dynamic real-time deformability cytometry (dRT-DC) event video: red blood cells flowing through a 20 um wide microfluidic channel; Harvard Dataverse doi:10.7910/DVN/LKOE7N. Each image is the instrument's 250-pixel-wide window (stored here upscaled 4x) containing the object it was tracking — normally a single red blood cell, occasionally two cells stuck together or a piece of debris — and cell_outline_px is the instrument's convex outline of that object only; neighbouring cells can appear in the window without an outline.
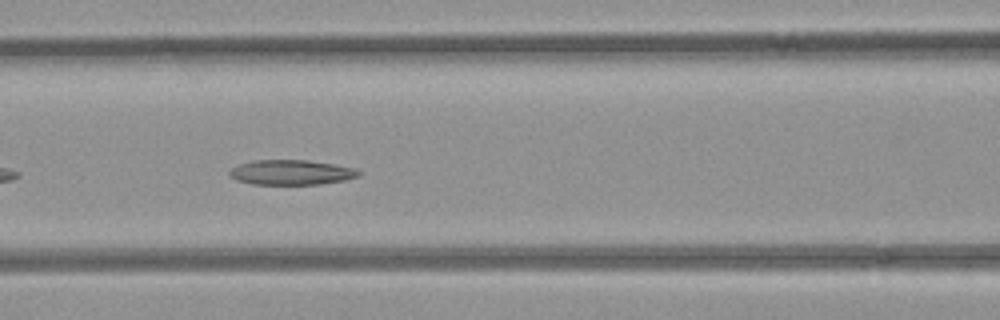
{"species": "common noctule bat (a hibernating species)", "species_latin": "Nyctalus noctula", "temperature_condition": "room temperature", "stored_images_in_passage": 38, "camera_frame_rate_fps": 3000, "um_per_image_px": 0.085, "animal": {"sex": "female", "body_mass_g": 21.9}, "frame": {"image": 1, "passage_image": 8, "time_ms": 2.333, "image_size_px": [1000, 320], "cell_outline_px": [[360, 176], [344, 180], [320, 184], [252, 184], [236, 180], [228, 172], [232, 168], [240, 164], [252, 160], [308, 160], [356, 168], [360, 172]], "centroid_in_image_um": [24.77, 14.65], "position_along_channel_um": 141.8, "area_um2": 18.67}}
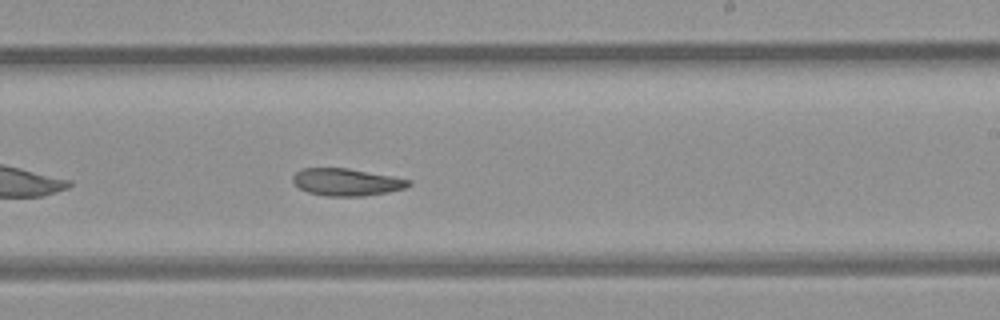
{"frame": {"image": 2, "passage_image": 17, "time_ms": 5.333, "image_size_px": [1000, 320], "cell_outline_px": [[412, 184], [404, 188], [388, 192], [364, 196], [328, 196], [308, 192], [292, 184], [292, 176], [300, 168], [348, 168], [392, 176], [412, 180]], "centroid_in_image_um": [29.44, 15.47], "position_along_channel_um": 259.6, "area_um2": 18.5}}
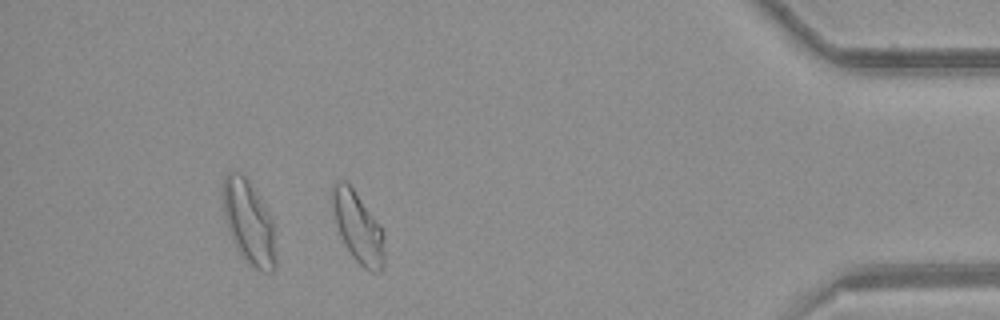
{"frame": {"image": 3, "passage_image": 32, "time_ms": 10.333, "image_size_px": [1000, 320], "cell_outline_px": [[384, 264], [380, 272], [372, 272], [364, 268], [352, 256], [344, 244], [340, 236], [336, 224], [332, 208], [332, 184], [336, 180], [344, 180], [352, 188], [380, 224], [384, 232]], "centroid_in_image_um": [30.43, 19.33], "position_along_channel_um": 404.8, "area_um2": 21.5}, "authors_computed_cell_mechanics": {"area_um2": 19.7098, "velocity_mm_per_s": 3.9302, "shape_relaxation_time_tau1_ms": null, "shape_relaxation_time_tau2_ms": 11.1985, "deformation_change_tau1": null, "deformation_change_tau2": 0.1835}}